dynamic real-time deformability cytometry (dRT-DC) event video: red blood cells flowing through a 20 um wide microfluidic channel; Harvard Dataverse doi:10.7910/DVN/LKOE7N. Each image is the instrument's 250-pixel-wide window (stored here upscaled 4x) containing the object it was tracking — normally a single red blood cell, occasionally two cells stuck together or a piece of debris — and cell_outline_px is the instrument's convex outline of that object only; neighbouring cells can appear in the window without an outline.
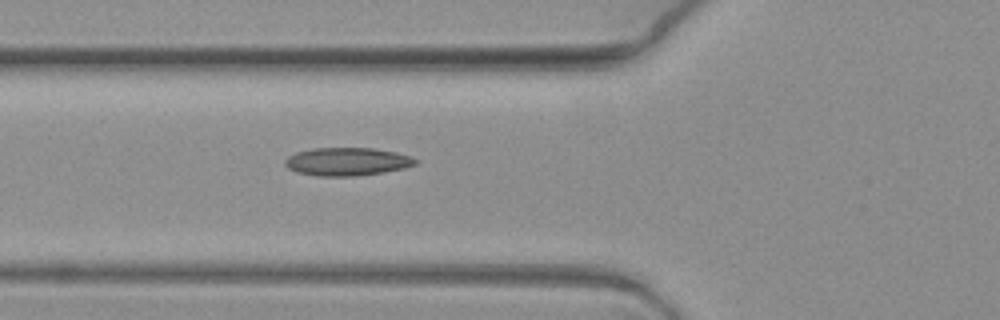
{"species": "common noctule bat (a hibernating species)", "species_latin": "Nyctalus noctula", "temperature_condition": "warm", "stored_images_in_passage": 2, "camera_frame_rate_fps": 3000, "um_per_image_px": 0.085, "animal": {"sex": "female", "body_mass_g": 19.3, "forearm_length_mm": 54.1}, "frame": {"image": 1, "passage_image": 2, "time_ms": 0.333, "image_size_px": [1000, 320], "cell_outline_px": [[416, 164], [404, 168], [384, 172], [356, 176], [316, 176], [296, 172], [288, 168], [284, 164], [284, 160], [288, 156], [296, 152], [312, 148], [372, 148], [396, 152], [408, 156], [416, 160]], "centroid_in_image_um": [29.45, 13.74], "position_along_channel_um": 96.4, "area_um2": 21.33}}